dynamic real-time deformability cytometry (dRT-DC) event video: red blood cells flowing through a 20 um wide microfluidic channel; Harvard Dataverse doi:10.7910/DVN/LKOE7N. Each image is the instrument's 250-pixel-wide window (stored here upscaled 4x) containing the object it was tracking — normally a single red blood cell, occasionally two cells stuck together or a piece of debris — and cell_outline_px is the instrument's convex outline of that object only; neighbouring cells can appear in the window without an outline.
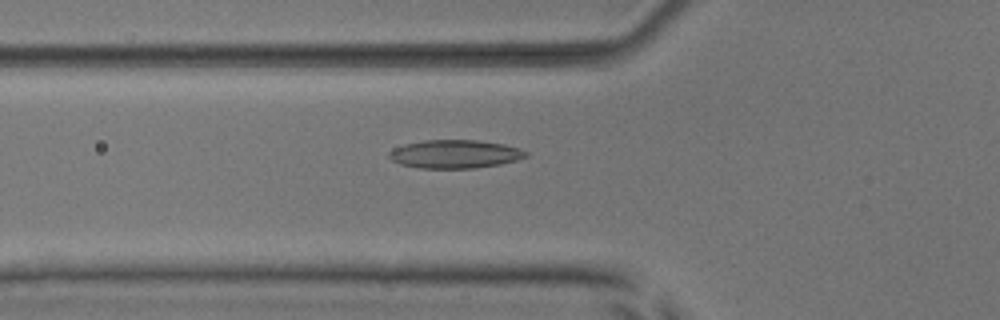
{"species": "common noctule bat (a hibernating species)", "species_latin": "Nyctalus noctula", "temperature_condition": "room temperature", "stored_images_in_passage": 40, "camera_frame_rate_fps": 3000, "um_per_image_px": 0.085, "animal": {"sex": "male", "body_mass_g": 17.9, "forearm_length_mm": 54.2}, "frame": {"image": 1, "passage_image": 15, "time_ms": 4.667, "image_size_px": [1000, 320], "cell_outline_px": [[528, 156], [516, 160], [500, 164], [476, 168], [420, 168], [400, 164], [392, 160], [388, 156], [388, 152], [404, 144], [424, 140], [476, 140], [504, 144], [520, 148], [528, 152]], "centroid_in_image_um": [38.68, 13.09], "position_along_channel_um": 87.1, "area_um2": 22.6}}
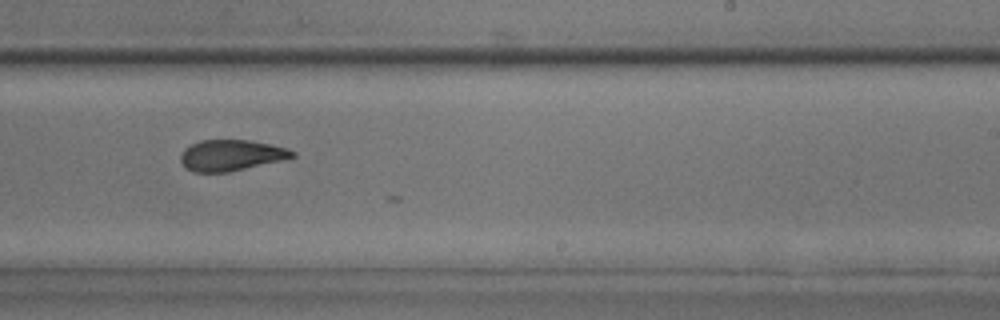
{"frame": {"image": 2, "passage_image": 29, "time_ms": 9.333, "image_size_px": [1000, 320], "cell_outline_px": [[296, 156], [284, 160], [228, 172], [192, 172], [184, 168], [180, 160], [180, 156], [184, 148], [200, 140], [248, 140], [272, 144], [288, 148], [296, 152]], "centroid_in_image_um": [19.65, 13.2], "position_along_channel_um": 269.3, "area_um2": 20.4}}
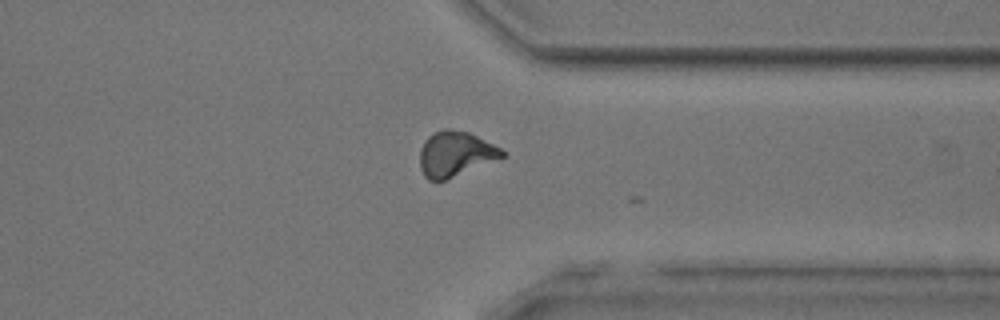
{"frame": {"image": 3, "passage_image": 37, "time_ms": 12.0, "image_size_px": [1000, 320], "cell_outline_px": [[504, 156], [444, 180], [428, 180], [424, 176], [420, 168], [420, 148], [424, 140], [428, 136], [444, 128], [448, 128], [468, 132], [500, 148], [504, 152]], "centroid_in_image_um": [38.64, 13.07], "position_along_channel_um": 372.8, "area_um2": 21.15}, "authors_computed_cell_mechanics": {"area_um2": 21.1837, "velocity_mm_per_s": 3.9162, "shape_relaxation_time_tau1_ms": null, "shape_relaxation_time_tau2_ms": 2.3621, "deformation_change_tau1": null, "deformation_change_tau2": 0.0843}}